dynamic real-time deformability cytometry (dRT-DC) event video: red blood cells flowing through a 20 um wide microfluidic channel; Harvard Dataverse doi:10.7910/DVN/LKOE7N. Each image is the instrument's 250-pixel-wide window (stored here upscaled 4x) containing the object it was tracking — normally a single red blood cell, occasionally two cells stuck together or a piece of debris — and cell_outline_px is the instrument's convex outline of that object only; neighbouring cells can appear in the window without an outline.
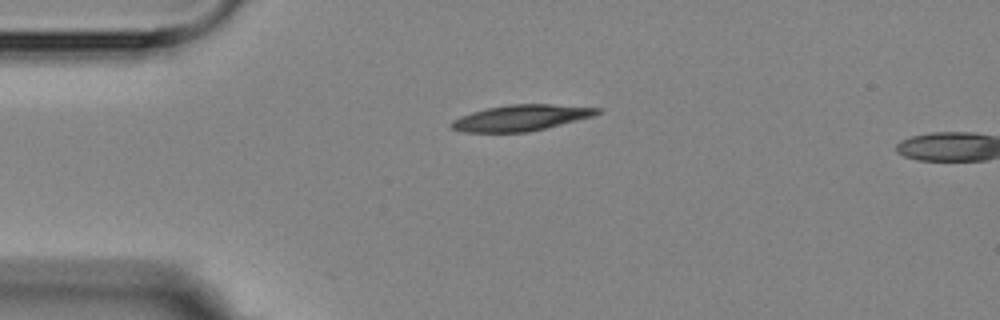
{"species": "Egyptian fruit bat (a non-hibernating species)", "species_latin": "Rousettus aegyptiacus", "temperature_condition": "room temperature", "stored_images_in_passage": 4, "camera_frame_rate_fps": 3000, "um_per_image_px": 0.085, "animal": {"sex": "female"}, "frame": {"image": 1, "passage_image": 4, "time_ms": 4.667, "image_size_px": [1000, 320], "cell_outline_px": [[604, 112], [592, 116], [528, 132], [460, 132], [448, 128], [448, 124], [452, 120], [460, 116], [472, 112], [488, 108], [508, 104], [552, 104], [604, 108]], "centroid_in_image_um": [44.25, 10.01], "position_along_channel_um": 40.8, "area_um2": 22.2}}